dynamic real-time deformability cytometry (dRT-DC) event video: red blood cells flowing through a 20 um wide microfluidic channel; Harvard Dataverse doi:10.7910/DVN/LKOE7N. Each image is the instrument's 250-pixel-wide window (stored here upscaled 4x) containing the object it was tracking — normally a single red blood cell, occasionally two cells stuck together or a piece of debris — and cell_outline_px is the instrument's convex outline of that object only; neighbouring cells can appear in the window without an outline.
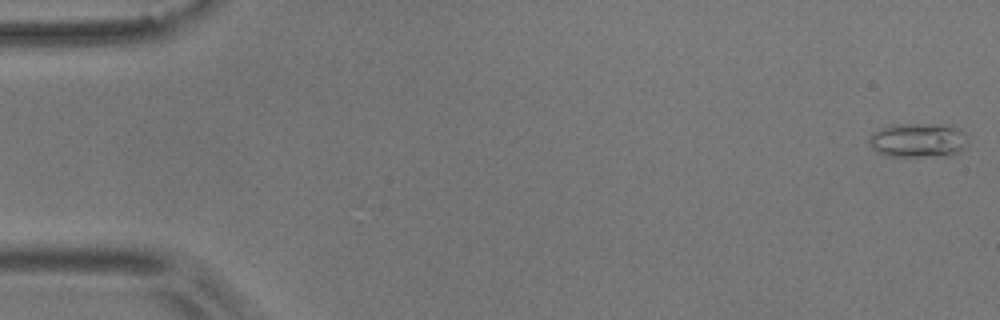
{"species": "common noctule bat (a hibernating species)", "species_latin": "Nyctalus noctula", "temperature_condition": "room temperature", "stored_images_in_passage": 16, "camera_frame_rate_fps": 3000, "um_per_image_px": 0.085, "animal": {"sex": "male", "body_mass_g": 17.9}, "frame": {"image": 1, "passage_image": 1, "time_ms": 0.0, "image_size_px": [1000, 320], "cell_outline_px": [[964, 148], [960, 152], [948, 156], [888, 156], [876, 152], [872, 148], [868, 140], [872, 132], [880, 128], [892, 124], [952, 124], [960, 128], [964, 132]], "centroid_in_image_um": [78.02, 11.91], "position_along_channel_um": 7.0, "area_um2": 20.0}}